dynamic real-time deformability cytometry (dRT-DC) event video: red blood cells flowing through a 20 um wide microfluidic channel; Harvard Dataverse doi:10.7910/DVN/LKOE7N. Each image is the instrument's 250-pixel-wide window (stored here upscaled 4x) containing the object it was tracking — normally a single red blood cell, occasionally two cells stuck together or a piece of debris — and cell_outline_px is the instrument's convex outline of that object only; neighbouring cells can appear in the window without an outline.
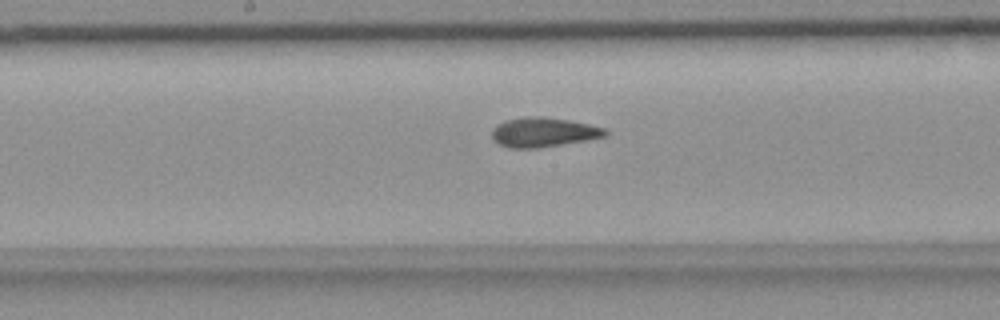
{"species": "common noctule bat (a hibernating species)", "species_latin": "Nyctalus noctula", "temperature_condition": "room temperature", "stored_images_in_passage": 42, "camera_frame_rate_fps": 3000, "um_per_image_px": 0.085, "animal": {"sex": "female", "body_mass_g": 18.4}, "frame": {"image": 1, "passage_image": 18, "time_ms": 5.667, "image_size_px": [1000, 320], "cell_outline_px": [[608, 132], [604, 136], [584, 140], [536, 148], [508, 148], [500, 144], [492, 136], [492, 128], [504, 120], [528, 116], [540, 116], [568, 120], [588, 124], [604, 128]], "centroid_in_image_um": [46.14, 11.23], "position_along_channel_um": 202.1, "area_um2": 19.13}}
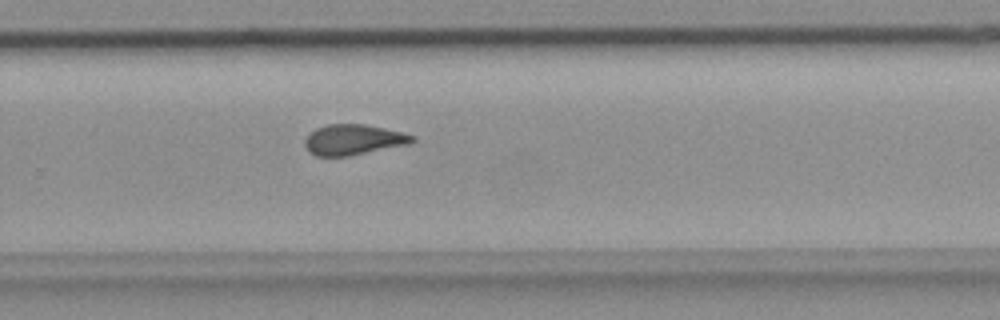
{"frame": {"image": 2, "passage_image": 26, "time_ms": 8.333, "image_size_px": [1000, 320], "cell_outline_px": [[416, 140], [408, 144], [348, 156], [316, 156], [308, 152], [304, 144], [304, 140], [308, 132], [316, 128], [328, 124], [364, 124], [384, 128], [416, 136]], "centroid_in_image_um": [29.99, 11.87], "position_along_channel_um": 299.8, "area_um2": 19.13}}
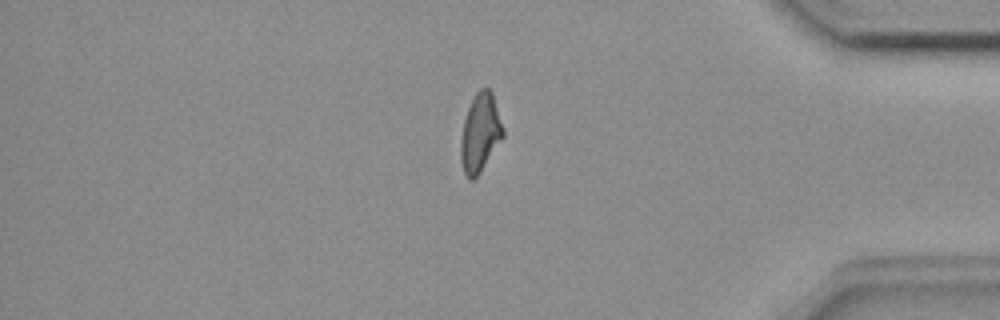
{"frame": {"image": 3, "passage_image": 36, "time_ms": 11.667, "image_size_px": [1000, 320], "cell_outline_px": [[504, 136], [480, 172], [472, 180], [468, 180], [464, 172], [460, 160], [460, 140], [464, 120], [468, 108], [476, 92], [480, 88], [488, 88], [492, 92], [504, 128]], "centroid_in_image_um": [40.81, 11.3], "position_along_channel_um": 394.4, "area_um2": 19.31}}